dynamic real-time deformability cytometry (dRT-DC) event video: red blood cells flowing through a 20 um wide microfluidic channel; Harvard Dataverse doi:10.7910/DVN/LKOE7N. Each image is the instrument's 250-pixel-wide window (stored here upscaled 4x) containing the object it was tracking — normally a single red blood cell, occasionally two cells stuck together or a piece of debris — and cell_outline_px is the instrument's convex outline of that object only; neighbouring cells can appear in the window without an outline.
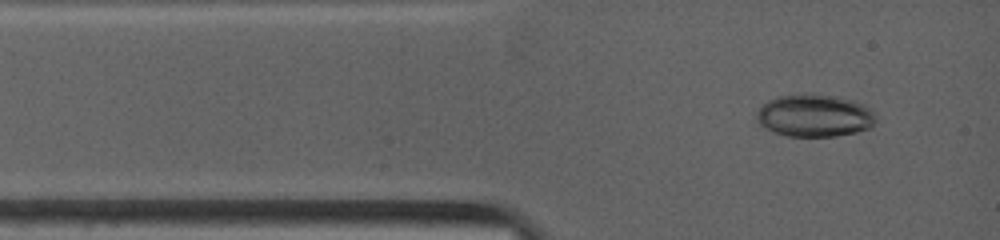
{"species": "common noctule bat (a hibernating species)", "species_latin": "Nyctalus noctula", "temperature_condition": "warm", "stored_images_in_passage": 2, "camera_frame_rate_fps": 4500, "um_per_image_px": 0.085, "animal": {"sex": "female", "body_mass_g": 19.0, "forearm_length_mm": 53.3}, "frame": {"image": 1, "passage_image": 1, "time_ms": 0.0, "image_size_px": [1000, 240], "cell_outline_px": [[876, 120], [868, 128], [856, 132], [836, 136], [788, 136], [776, 132], [760, 124], [756, 120], [756, 112], [768, 100], [776, 96], [836, 96], [852, 100], [864, 104], [876, 116]], "centroid_in_image_um": [69.24, 9.85], "position_along_channel_um": 15.8, "area_um2": 28.73}}